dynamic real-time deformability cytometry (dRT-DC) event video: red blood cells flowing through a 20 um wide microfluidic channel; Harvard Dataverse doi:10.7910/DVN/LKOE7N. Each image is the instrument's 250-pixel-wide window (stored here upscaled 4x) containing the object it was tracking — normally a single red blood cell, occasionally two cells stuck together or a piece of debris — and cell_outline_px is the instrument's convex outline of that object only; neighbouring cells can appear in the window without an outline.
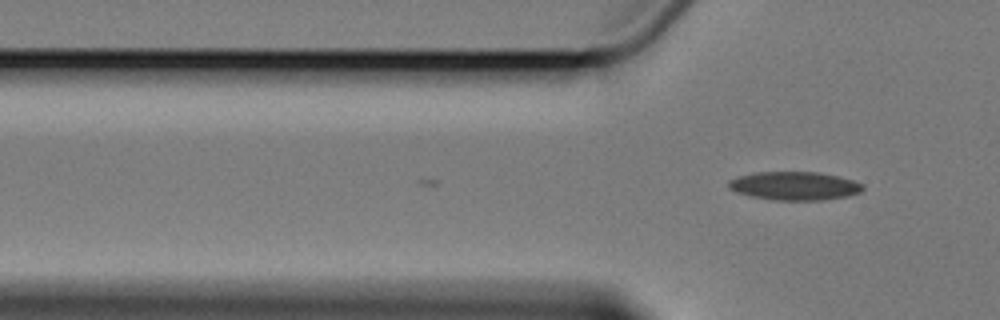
{"species": "Egyptian fruit bat (a non-hibernating species)", "species_latin": "Rousettus aegyptiacus", "temperature_condition": "cold", "stored_images_in_passage": 3, "camera_frame_rate_fps": 3000, "um_per_image_px": 0.085, "animal": {"sex": "female"}, "frame": {"image": 1, "passage_image": 3, "time_ms": 2.333, "image_size_px": [1000, 320], "cell_outline_px": [[864, 188], [860, 192], [848, 196], [820, 200], [772, 200], [752, 196], [736, 192], [728, 188], [728, 180], [740, 176], [756, 172], [820, 172], [852, 180], [864, 184]], "centroid_in_image_um": [67.53, 15.8], "position_along_channel_um": 58.3, "area_um2": 22.2}}